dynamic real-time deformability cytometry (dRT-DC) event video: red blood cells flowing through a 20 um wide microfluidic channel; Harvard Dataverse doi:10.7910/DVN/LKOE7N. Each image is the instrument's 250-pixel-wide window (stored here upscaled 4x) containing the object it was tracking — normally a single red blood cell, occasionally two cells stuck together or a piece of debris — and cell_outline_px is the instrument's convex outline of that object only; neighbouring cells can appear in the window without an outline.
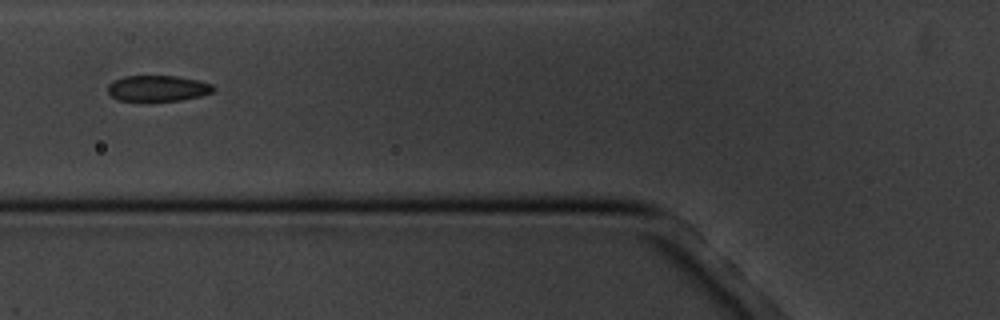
{"species": "common noctule bat (a hibernating species)", "species_latin": "Nyctalus noctula", "temperature_condition": "cold", "stored_images_in_passage": 6, "segment_of_instrument_passage": [2, 2], "camera_frame_rate_fps": 3000, "um_per_image_px": 0.085, "animal": {"sex": "male", "body_mass_g": 20.1, "forearm_length_mm": 53.5}, "frame": {"image": 1, "passage_image": 6, "time_ms": 6.667, "image_size_px": [1000, 320], "cell_outline_px": [[216, 88], [212, 92], [200, 96], [180, 100], [116, 100], [108, 92], [108, 84], [112, 80], [124, 76], [176, 76], [196, 80], [212, 84]], "centroid_in_image_um": [13.39, 7.49], "position_along_channel_um": 112.4, "area_um2": 15.78}}